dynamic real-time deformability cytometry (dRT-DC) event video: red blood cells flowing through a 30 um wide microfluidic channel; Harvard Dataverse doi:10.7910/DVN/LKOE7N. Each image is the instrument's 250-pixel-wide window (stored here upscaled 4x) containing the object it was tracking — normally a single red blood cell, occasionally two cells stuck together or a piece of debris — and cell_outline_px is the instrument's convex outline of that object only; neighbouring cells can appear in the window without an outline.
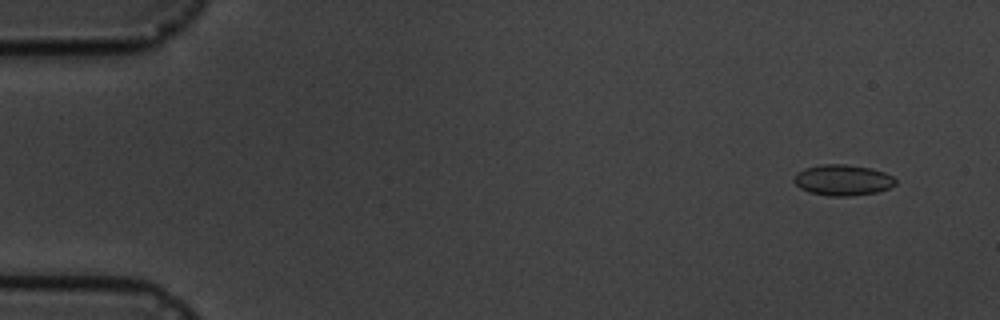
{"species": "common noctule bat (a hibernating species)", "species_latin": "Nyctalus noctula", "temperature_condition": "cold", "stored_images_in_passage": 9, "camera_frame_rate_fps": 3000, "um_per_image_px": 0.085, "animal": {"sex": "male", "body_mass_g": 19.5, "forearm_length_mm": 54.6}, "frame": {"image": 1, "passage_image": 2, "time_ms": 1.0, "image_size_px": [1000, 320], "cell_outline_px": [[896, 184], [888, 188], [876, 192], [848, 196], [828, 196], [808, 192], [800, 188], [792, 180], [796, 172], [804, 168], [820, 164], [844, 164], [872, 168], [884, 172], [892, 176], [896, 180]], "centroid_in_image_um": [71.59, 15.3], "position_along_channel_um": 13.4, "area_um2": 18.38}}
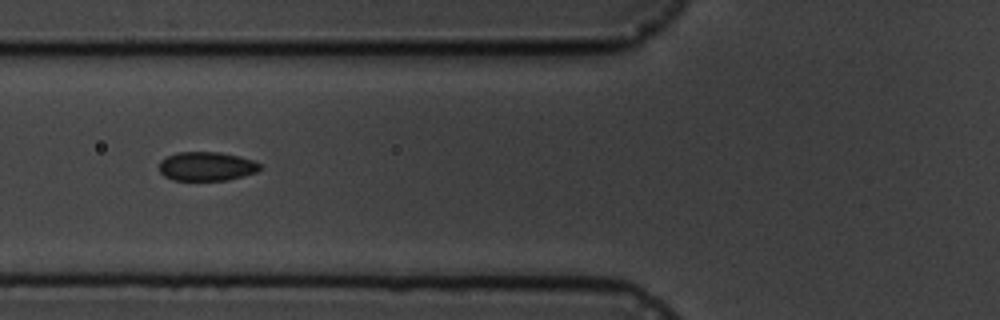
{"frame": {"image": 2, "passage_image": 7, "time_ms": 7.0, "image_size_px": [1000, 320], "cell_outline_px": [[264, 168], [256, 172], [244, 176], [228, 180], [172, 180], [164, 176], [160, 172], [160, 160], [176, 152], [220, 152], [240, 156], [252, 160], [260, 164]], "centroid_in_image_um": [17.58, 14.14], "position_along_channel_um": 108.2, "area_um2": 17.17}}
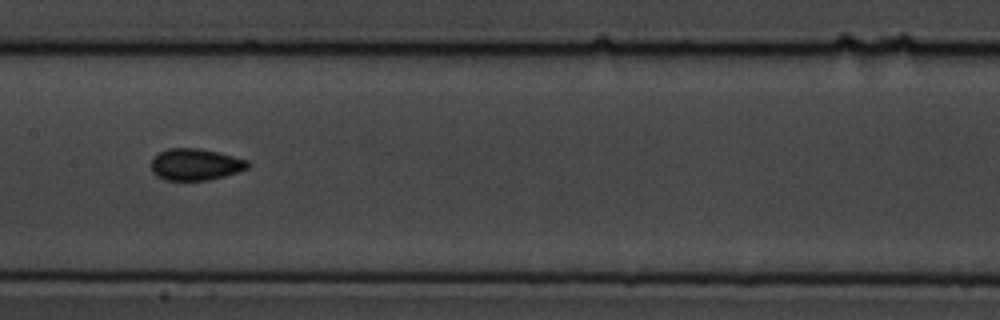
{"frame": {"image": 3, "passage_image": 9, "time_ms": 9.333, "image_size_px": [1000, 320], "cell_outline_px": [[248, 168], [224, 176], [208, 180], [164, 180], [156, 176], [152, 172], [152, 160], [160, 152], [168, 148], [200, 148], [248, 160]], "centroid_in_image_um": [16.59, 13.98], "position_along_channel_um": 190.8, "area_um2": 17.63}}